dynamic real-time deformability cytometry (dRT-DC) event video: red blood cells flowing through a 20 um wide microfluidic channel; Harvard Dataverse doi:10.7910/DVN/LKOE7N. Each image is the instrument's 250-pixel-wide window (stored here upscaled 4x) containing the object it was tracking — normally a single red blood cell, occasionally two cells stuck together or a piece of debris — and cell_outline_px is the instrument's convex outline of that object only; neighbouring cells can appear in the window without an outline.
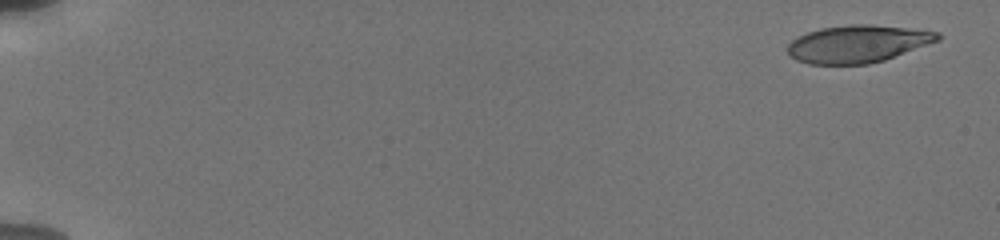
{"species": "human", "species_latin": "Homo sapiens", "temperature_condition": "cold", "stored_images_in_passage": 8, "camera_frame_rate_fps": 3000, "um_per_image_px": 0.085, "donor": {"sex": "male"}, "frame": {"image": 1, "passage_image": 1, "time_ms": 0.0, "image_size_px": [1000, 240], "cell_outline_px": [[940, 40], [884, 60], [868, 64], [808, 64], [796, 60], [788, 56], [788, 44], [792, 40], [808, 32], [820, 28], [852, 24], [868, 24], [908, 28], [940, 32]], "centroid_in_image_um": [72.89, 3.73], "position_along_channel_um": 12.1, "area_um2": 32.66}}
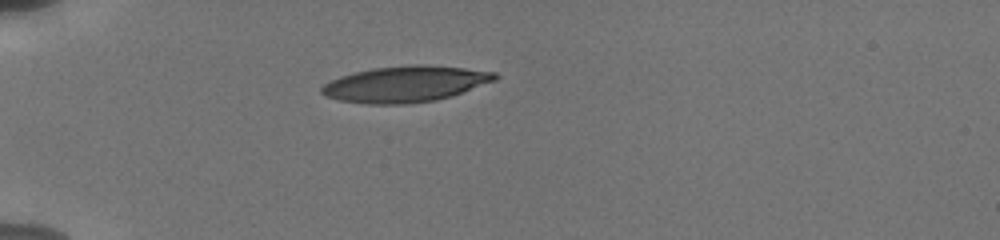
{"frame": {"image": 2, "passage_image": 6, "time_ms": 5.0, "image_size_px": [1000, 240], "cell_outline_px": [[500, 76], [496, 80], [452, 96], [436, 100], [404, 104], [368, 104], [340, 100], [324, 96], [320, 92], [320, 88], [324, 84], [340, 76], [372, 68], [412, 64], [428, 64], [464, 68], [496, 72]], "centroid_in_image_um": [34.47, 7.14], "position_along_channel_um": 50.5, "area_um2": 36.53}}
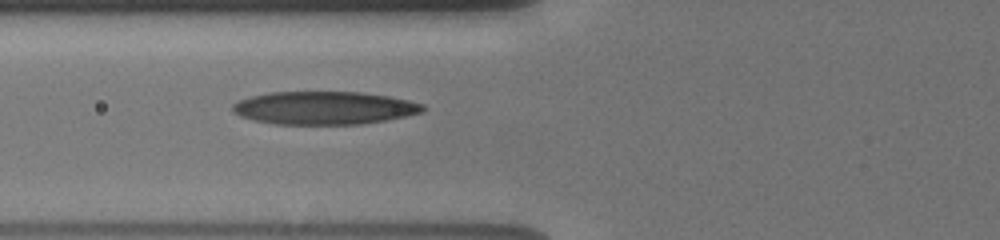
{"frame": {"image": 3, "passage_image": 8, "time_ms": 7.0, "image_size_px": [1000, 240], "cell_outline_px": [[424, 112], [384, 120], [360, 124], [276, 124], [252, 120], [240, 116], [232, 112], [232, 104], [240, 100], [252, 96], [268, 92], [360, 92], [388, 96], [408, 100], [424, 104]], "centroid_in_image_um": [27.53, 9.17], "position_along_channel_um": 98.3, "area_um2": 36.53}}